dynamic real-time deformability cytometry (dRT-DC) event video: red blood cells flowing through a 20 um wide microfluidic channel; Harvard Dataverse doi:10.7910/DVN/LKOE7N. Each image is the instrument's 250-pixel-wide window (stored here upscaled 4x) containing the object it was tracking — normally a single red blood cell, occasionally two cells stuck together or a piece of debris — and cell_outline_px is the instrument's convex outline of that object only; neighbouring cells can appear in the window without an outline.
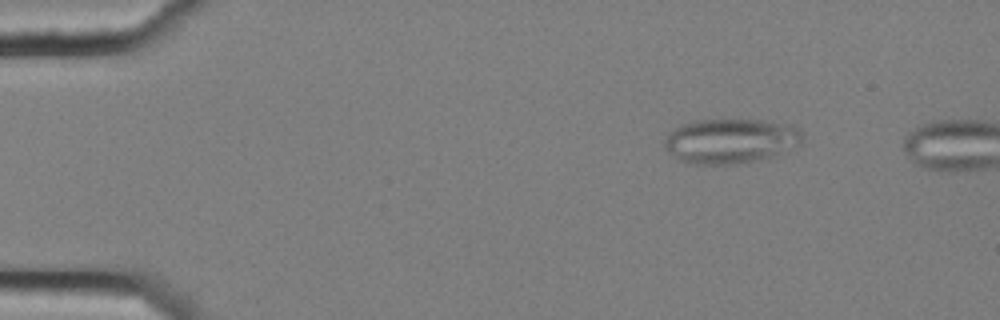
{"species": "common noctule bat (a hibernating species)", "species_latin": "Nyctalus noctula", "temperature_condition": "cold", "stored_images_in_passage": 6, "camera_frame_rate_fps": 3000, "um_per_image_px": 0.085, "animal": {"sex": "female", "body_mass_g": 25.1}, "frame": {"image": 1, "passage_image": 3, "time_ms": 0.667, "image_size_px": [1000, 320], "cell_outline_px": [[800, 140], [772, 156], [736, 164], [688, 164], [680, 160], [668, 152], [664, 148], [664, 140], [668, 132], [680, 124], [696, 120], [760, 120], [792, 124], [800, 132]], "centroid_in_image_um": [61.96, 11.97], "position_along_channel_um": 23.0, "area_um2": 35.43}}